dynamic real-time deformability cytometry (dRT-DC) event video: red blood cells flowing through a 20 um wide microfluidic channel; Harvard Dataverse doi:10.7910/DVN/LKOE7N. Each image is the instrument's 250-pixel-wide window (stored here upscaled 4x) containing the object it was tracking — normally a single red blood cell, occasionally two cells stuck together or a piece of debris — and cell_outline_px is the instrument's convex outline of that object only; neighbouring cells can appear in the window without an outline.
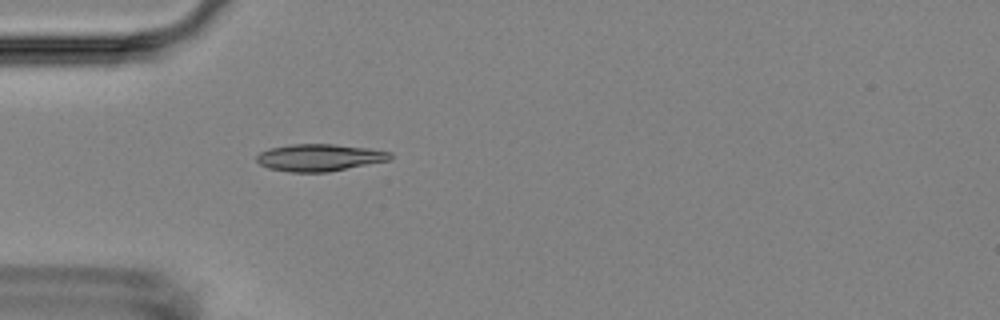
{"species": "Egyptian fruit bat (a non-hibernating species)", "species_latin": "Rousettus aegyptiacus", "temperature_condition": "room temperature", "stored_images_in_passage": 33, "camera_frame_rate_fps": 3000, "um_per_image_px": 0.085, "animal": {"sex": "female"}, "frame": {"image": 1, "passage_image": 2, "time_ms": 0.333, "image_size_px": [1000, 320], "cell_outline_px": [[392, 160], [328, 172], [288, 172], [268, 168], [260, 164], [256, 160], [256, 156], [260, 152], [268, 148], [292, 144], [336, 144], [368, 148], [392, 152]], "centroid_in_image_um": [27.17, 13.39], "position_along_channel_um": 57.8, "area_um2": 21.33}}
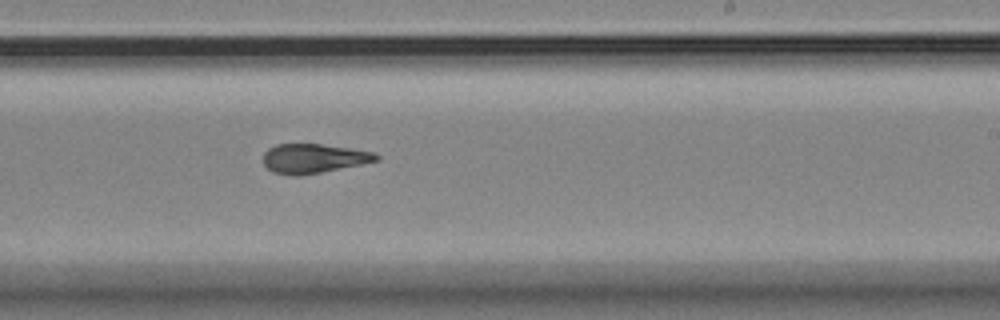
{"frame": {"image": 2, "passage_image": 19, "time_ms": 6.0, "image_size_px": [1000, 320], "cell_outline_px": [[380, 160], [320, 172], [296, 176], [292, 176], [272, 172], [264, 164], [264, 152], [268, 148], [276, 144], [320, 144], [352, 148], [372, 152], [380, 156]], "centroid_in_image_um": [26.63, 13.46], "position_along_channel_um": 262.4, "area_um2": 19.19}}
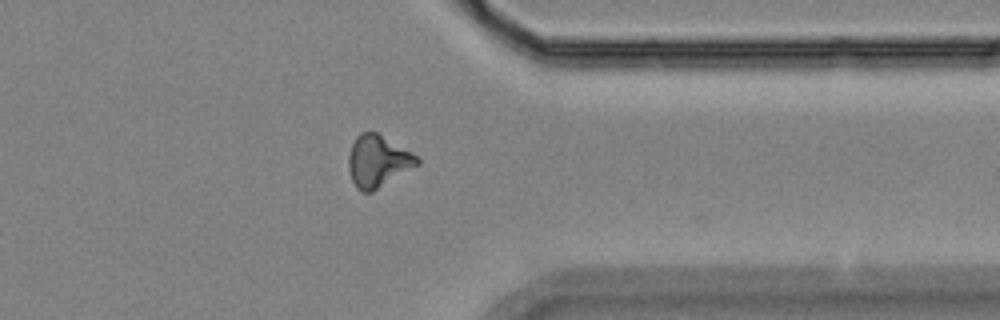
{"frame": {"image": 3, "passage_image": 29, "time_ms": 9.333, "image_size_px": [1000, 320], "cell_outline_px": [[420, 164], [372, 192], [360, 192], [356, 188], [352, 180], [348, 168], [348, 156], [352, 144], [356, 136], [360, 132], [376, 132], [416, 156], [420, 160]], "centroid_in_image_um": [32.08, 13.72], "position_along_channel_um": 379.3, "area_um2": 20.52}, "authors_computed_cell_mechanics": {"area_um2": 19.8254, "velocity_mm_per_s": 3.6687, "shape_relaxation_time_tau1_ms": 5.5593, "shape_relaxation_time_tau2_ms": 5.0564, "deformation_change_tau1": 0.1725, "deformation_change_tau2": 0.1085}}